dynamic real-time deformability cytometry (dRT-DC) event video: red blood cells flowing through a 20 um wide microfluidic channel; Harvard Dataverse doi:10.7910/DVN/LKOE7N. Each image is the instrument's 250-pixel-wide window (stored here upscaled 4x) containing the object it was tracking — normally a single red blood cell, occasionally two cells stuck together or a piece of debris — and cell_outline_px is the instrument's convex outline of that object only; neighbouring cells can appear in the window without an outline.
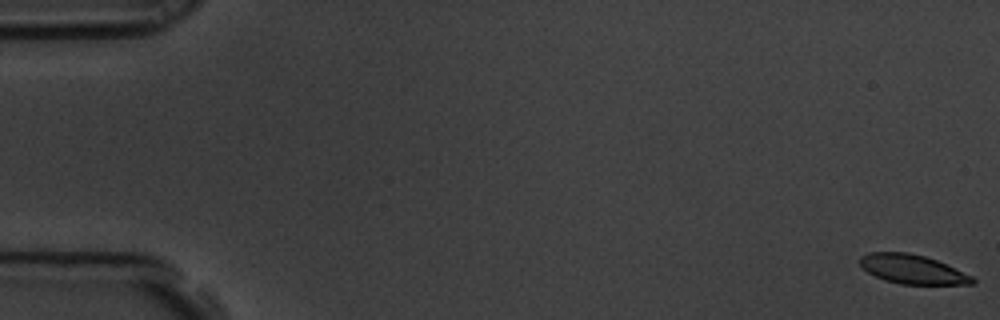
{"species": "common noctule bat (a hibernating species)", "species_latin": "Nyctalus noctula", "temperature_condition": "room temperature", "stored_images_in_passage": 5, "camera_frame_rate_fps": 3000, "um_per_image_px": 0.085, "animal": {"sex": "male", "body_mass_g": 19.5, "forearm_length_mm": 54.6}, "frame": {"image": 1, "passage_image": 5, "time_ms": 1.333, "image_size_px": [1000, 320], "cell_outline_px": [[976, 284], [900, 284], [884, 280], [868, 272], [860, 264], [860, 256], [868, 252], [908, 252], [924, 256], [936, 260], [972, 276], [976, 280]], "centroid_in_image_um": [77.55, 22.88], "position_along_channel_um": 7.5, "area_um2": 18.96}}